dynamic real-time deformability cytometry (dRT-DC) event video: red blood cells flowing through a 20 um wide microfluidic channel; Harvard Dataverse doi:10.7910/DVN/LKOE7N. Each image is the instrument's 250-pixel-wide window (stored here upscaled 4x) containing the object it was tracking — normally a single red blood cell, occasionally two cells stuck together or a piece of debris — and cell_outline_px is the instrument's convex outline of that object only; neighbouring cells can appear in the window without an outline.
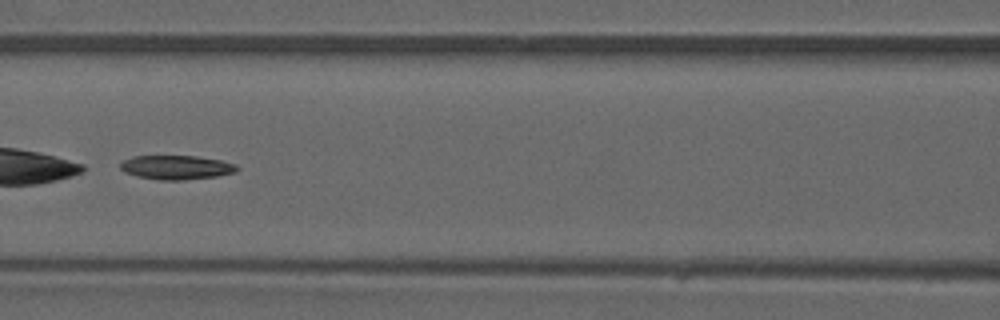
{"species": "common noctule bat (a hibernating species)", "species_latin": "Nyctalus noctula", "temperature_condition": "warm", "stored_images_in_passage": 43, "camera_frame_rate_fps": 3000, "um_per_image_px": 0.085, "animal": {"sex": "male", "forearm_length_mm": 52.5}, "frame": {"image": 1, "passage_image": 19, "time_ms": 6.0, "image_size_px": [1000, 320], "cell_outline_px": [[240, 168], [236, 172], [216, 176], [184, 180], [160, 180], [136, 176], [124, 172], [120, 168], [120, 164], [124, 160], [132, 156], [196, 156], [220, 160], [236, 164]], "centroid_in_image_um": [14.99, 14.23], "position_along_channel_um": 151.6, "area_um2": 16.42}}